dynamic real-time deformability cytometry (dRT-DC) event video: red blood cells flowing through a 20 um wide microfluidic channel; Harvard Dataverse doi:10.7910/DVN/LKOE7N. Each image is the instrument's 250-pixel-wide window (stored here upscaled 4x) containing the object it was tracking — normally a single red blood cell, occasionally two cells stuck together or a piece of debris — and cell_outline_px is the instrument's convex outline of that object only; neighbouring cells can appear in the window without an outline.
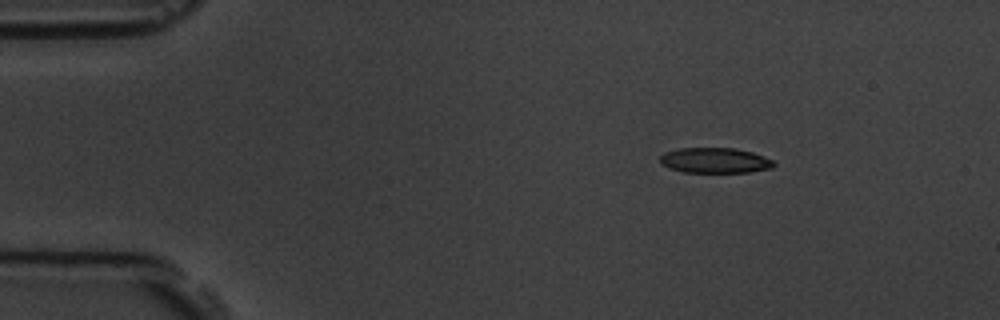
{"species": "common noctule bat (a hibernating species)", "species_latin": "Nyctalus noctula", "temperature_condition": "room temperature", "stored_images_in_passage": 8, "camera_frame_rate_fps": 3000, "um_per_image_px": 0.085, "animal": {"sex": "male", "body_mass_g": 19.5, "forearm_length_mm": 54.6}, "frame": {"image": 1, "passage_image": 1, "time_ms": 0.0, "image_size_px": [1000, 320], "cell_outline_px": [[776, 164], [772, 168], [748, 172], [684, 172], [668, 168], [660, 164], [660, 156], [664, 152], [680, 148], [736, 148], [752, 152], [764, 156], [772, 160]], "centroid_in_image_um": [60.75, 13.63], "position_along_channel_um": 24.2, "area_um2": 16.88}}
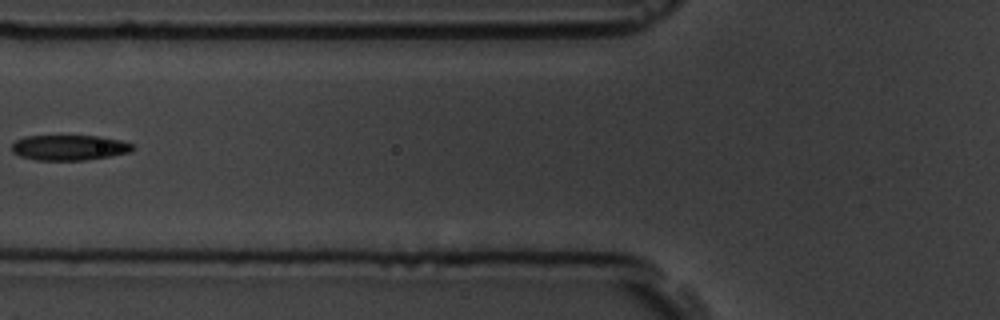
{"frame": {"image": 2, "passage_image": 5, "time_ms": 4.667, "image_size_px": [1000, 320], "cell_outline_px": [[136, 148], [132, 152], [84, 160], [36, 160], [20, 156], [12, 152], [12, 144], [16, 140], [24, 136], [100, 136], [120, 140], [132, 144]], "centroid_in_image_um": [5.89, 12.54], "position_along_channel_um": 119.9, "area_um2": 17.86}}
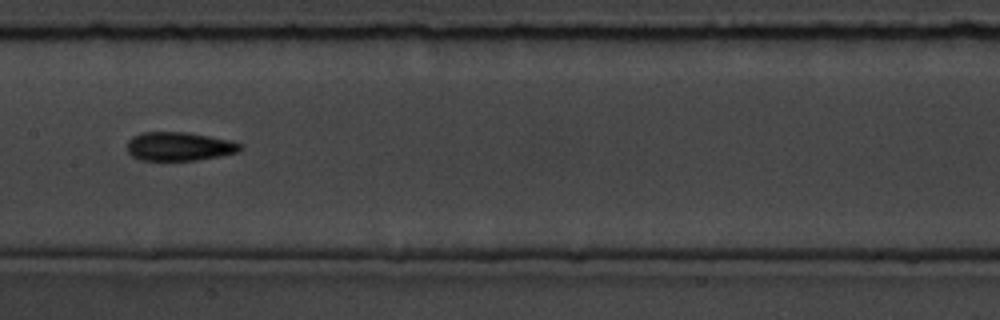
{"frame": {"image": 3, "passage_image": 7, "time_ms": 6.667, "image_size_px": [1000, 320], "cell_outline_px": [[244, 148], [240, 152], [220, 156], [196, 160], [140, 160], [132, 156], [128, 152], [128, 140], [132, 136], [140, 132], [188, 132], [232, 140], [240, 144]], "centroid_in_image_um": [15.26, 12.44], "position_along_channel_um": 192.1, "area_um2": 19.13}}